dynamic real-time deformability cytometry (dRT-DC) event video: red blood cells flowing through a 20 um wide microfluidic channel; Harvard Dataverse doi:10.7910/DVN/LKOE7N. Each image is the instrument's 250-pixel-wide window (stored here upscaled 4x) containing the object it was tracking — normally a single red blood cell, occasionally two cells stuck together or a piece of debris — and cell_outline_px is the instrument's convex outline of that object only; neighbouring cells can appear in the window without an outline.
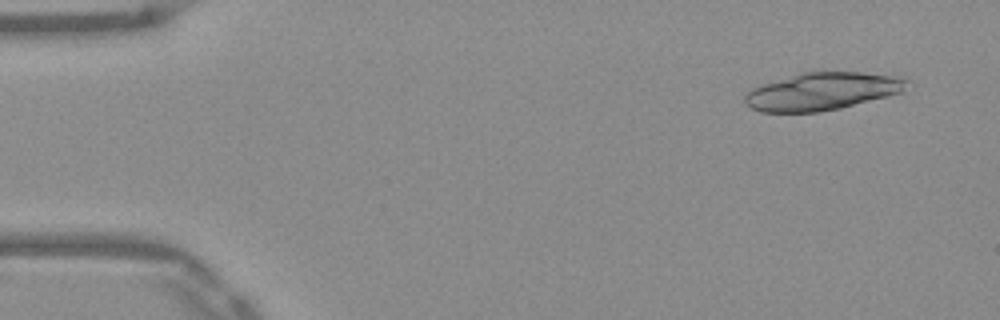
{"species": "Egyptian fruit bat (a non-hibernating species)", "species_latin": "Rousettus aegyptiacus", "temperature_condition": "warm", "stored_images_in_passage": 15, "camera_frame_rate_fps": 3000, "um_per_image_px": 0.085, "frame": {"image": 1, "passage_image": 1, "time_ms": 0.0, "image_size_px": [1000, 320], "cell_outline_px": [[912, 80], [904, 92], [840, 108], [816, 112], [760, 112], [744, 104], [744, 96], [752, 88], [800, 72], [860, 72], [904, 76]], "centroid_in_image_um": [69.96, 7.75], "position_along_channel_um": 15.0, "area_um2": 35.78}}